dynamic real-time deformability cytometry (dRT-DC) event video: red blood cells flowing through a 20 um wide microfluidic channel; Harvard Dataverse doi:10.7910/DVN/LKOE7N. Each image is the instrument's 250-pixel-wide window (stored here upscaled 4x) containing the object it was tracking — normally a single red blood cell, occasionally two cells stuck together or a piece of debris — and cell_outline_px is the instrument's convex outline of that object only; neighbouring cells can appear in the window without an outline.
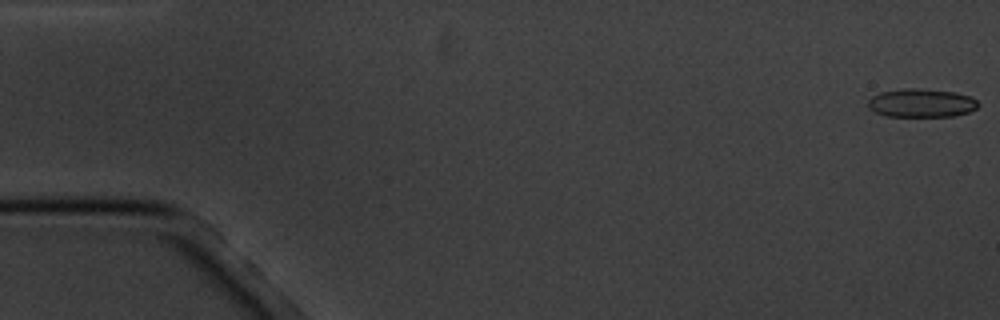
{"species": "common noctule bat (a hibernating species)", "species_latin": "Nyctalus noctula", "temperature_condition": "cold", "stored_images_in_passage": 8, "camera_frame_rate_fps": 3000, "um_per_image_px": 0.085, "animal": {"sex": "male", "body_mass_g": 20.1, "forearm_length_mm": 53.5}, "frame": {"image": 1, "passage_image": 1, "time_ms": 0.0, "image_size_px": [1000, 320], "cell_outline_px": [[980, 104], [976, 108], [968, 112], [952, 116], [884, 116], [868, 108], [868, 100], [872, 96], [880, 92], [904, 88], [920, 88], [956, 92], [972, 96]], "centroid_in_image_um": [78.32, 8.74], "position_along_channel_um": 6.7, "area_um2": 18.44}}
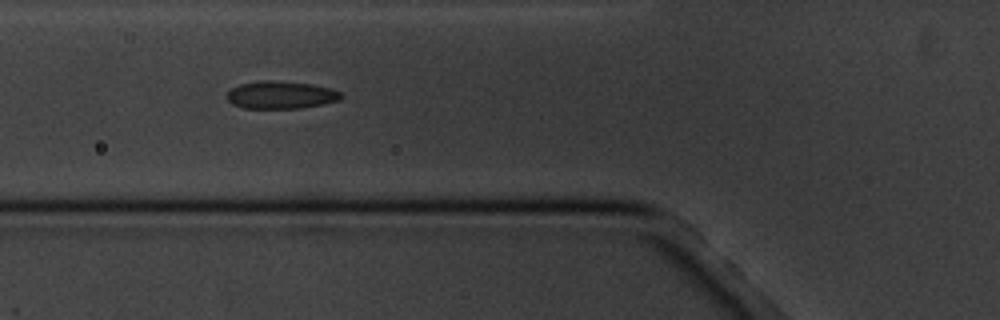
{"frame": {"image": 2, "passage_image": 6, "time_ms": 6.667, "image_size_px": [1000, 320], "cell_outline_px": [[340, 96], [336, 100], [320, 104], [300, 108], [244, 108], [232, 104], [228, 100], [228, 92], [232, 88], [240, 84], [264, 80], [272, 80], [312, 84], [332, 88], [340, 92]], "centroid_in_image_um": [23.83, 8.06], "position_along_channel_um": 102.0, "area_um2": 18.03}}
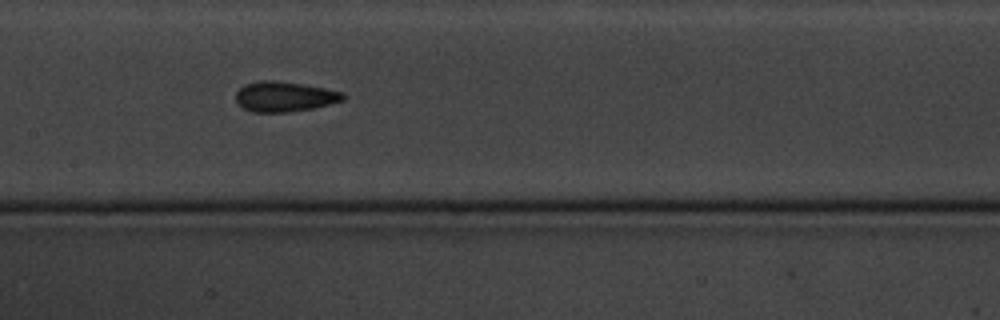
{"frame": {"image": 3, "passage_image": 8, "time_ms": 9.0, "image_size_px": [1000, 320], "cell_outline_px": [[344, 100], [312, 108], [288, 112], [252, 112], [244, 108], [236, 100], [236, 92], [244, 84], [260, 80], [276, 80], [304, 84], [344, 92]], "centroid_in_image_um": [24.17, 8.2], "position_along_channel_um": 183.2, "area_um2": 18.79}}